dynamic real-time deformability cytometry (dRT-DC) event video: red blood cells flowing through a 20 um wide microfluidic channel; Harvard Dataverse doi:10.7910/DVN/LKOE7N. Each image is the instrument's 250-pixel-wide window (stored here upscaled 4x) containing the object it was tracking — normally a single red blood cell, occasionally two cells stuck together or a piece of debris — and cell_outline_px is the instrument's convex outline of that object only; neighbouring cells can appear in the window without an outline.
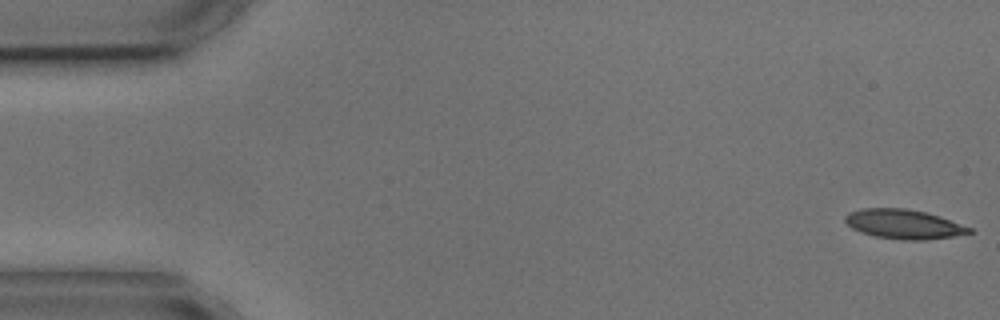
{"species": "common noctule bat (a hibernating species)", "species_latin": "Nyctalus noctula", "temperature_condition": "cold", "stored_images_in_passage": 4, "camera_frame_rate_fps": 3000, "um_per_image_px": 0.085, "animal": {"sex": "male", "body_mass_g": 17.9, "forearm_length_mm": 54.2}, "frame": {"image": 1, "passage_image": 1, "time_ms": 0.0, "image_size_px": [1000, 320], "cell_outline_px": [[976, 232], [928, 240], [900, 240], [876, 236], [860, 232], [852, 228], [844, 220], [844, 216], [848, 212], [864, 208], [908, 208], [940, 216], [972, 228]], "centroid_in_image_um": [76.82, 19.05], "position_along_channel_um": 8.2, "area_um2": 21.39}}
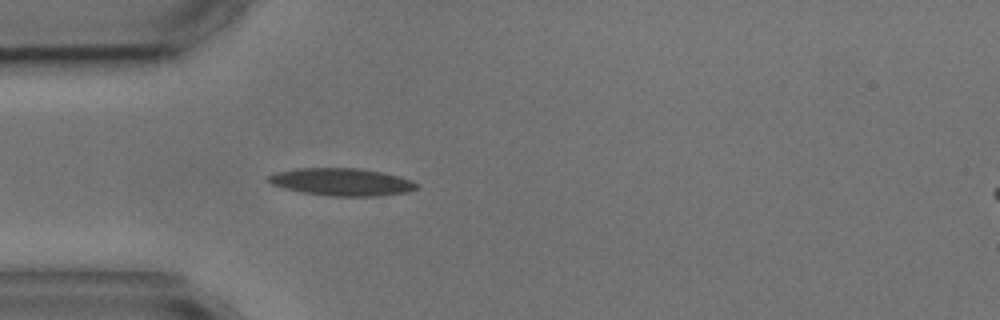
{"frame": {"image": 2, "passage_image": 4, "time_ms": 4.667, "image_size_px": [1000, 320], "cell_outline_px": [[420, 188], [408, 192], [380, 196], [328, 196], [300, 192], [284, 188], [272, 184], [264, 180], [268, 176], [276, 172], [296, 168], [360, 168], [400, 176], [412, 180], [420, 184]], "centroid_in_image_um": [29.07, 15.47], "position_along_channel_um": 55.9, "area_um2": 24.1}}